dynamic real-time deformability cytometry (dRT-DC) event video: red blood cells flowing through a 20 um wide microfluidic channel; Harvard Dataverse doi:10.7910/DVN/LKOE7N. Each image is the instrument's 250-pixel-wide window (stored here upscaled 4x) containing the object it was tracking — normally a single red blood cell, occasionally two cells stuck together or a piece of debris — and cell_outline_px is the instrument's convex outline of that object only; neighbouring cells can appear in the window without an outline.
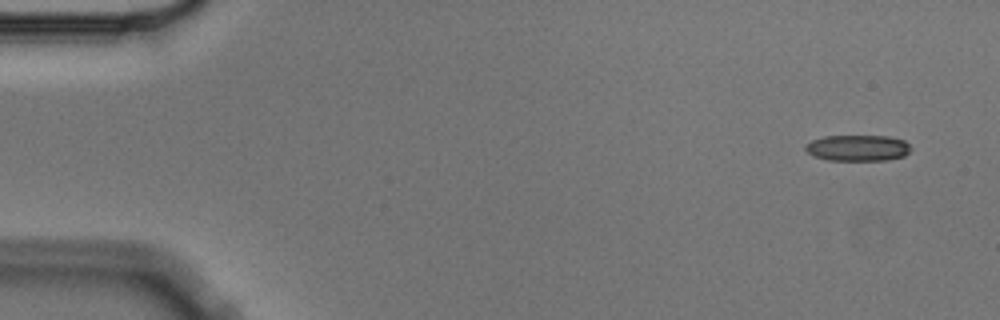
{"species": "Egyptian fruit bat (a non-hibernating species)", "species_latin": "Rousettus aegyptiacus", "temperature_condition": "cold", "stored_images_in_passage": 6, "camera_frame_rate_fps": 3000, "um_per_image_px": 0.085, "animal": {"sex": "male"}, "frame": {"image": 1, "passage_image": 1, "time_ms": 0.0, "image_size_px": [1000, 320], "cell_outline_px": [[912, 148], [904, 156], [888, 160], [828, 160], [812, 156], [804, 148], [804, 144], [812, 140], [824, 136], [888, 136], [904, 140]], "centroid_in_image_um": [72.89, 12.57], "position_along_channel_um": 12.1, "area_um2": 16.13}}
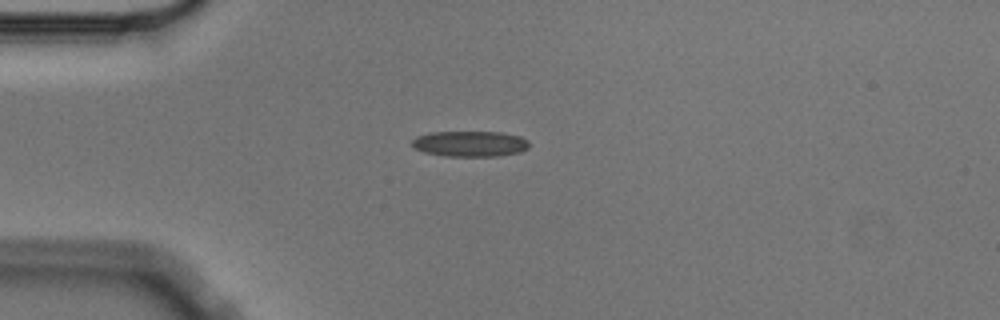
{"frame": {"image": 2, "passage_image": 4, "time_ms": 1.0, "image_size_px": [1000, 320], "cell_outline_px": [[528, 148], [520, 152], [500, 156], [444, 156], [424, 152], [412, 148], [412, 140], [416, 136], [432, 132], [500, 132], [520, 136], [528, 140]], "centroid_in_image_um": [39.94, 12.22], "position_along_channel_um": 45.1, "area_um2": 17.63}}
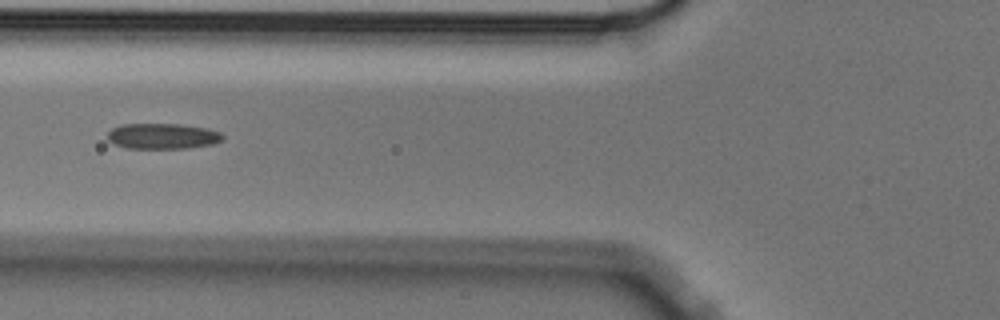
{"frame": {"image": 3, "passage_image": 6, "time_ms": 1.667, "image_size_px": [1000, 320], "cell_outline_px": [[224, 140], [212, 144], [188, 148], [128, 148], [116, 144], [108, 140], [108, 132], [112, 128], [120, 124], [180, 124], [208, 128], [220, 132], [224, 136]], "centroid_in_image_um": [13.85, 11.56], "position_along_channel_um": 112.0, "area_um2": 17.22}}